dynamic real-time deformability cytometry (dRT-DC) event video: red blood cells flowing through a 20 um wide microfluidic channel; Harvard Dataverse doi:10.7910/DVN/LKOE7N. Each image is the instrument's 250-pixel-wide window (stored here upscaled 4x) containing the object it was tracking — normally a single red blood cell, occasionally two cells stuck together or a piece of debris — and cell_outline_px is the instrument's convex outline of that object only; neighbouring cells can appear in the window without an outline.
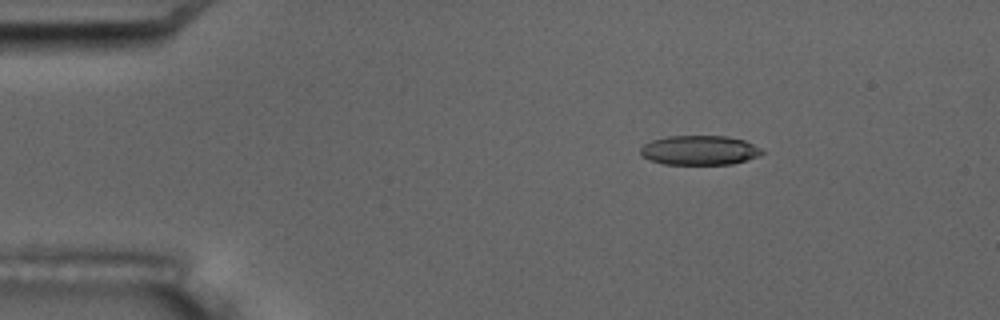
{"species": "common noctule bat (a hibernating species)", "species_latin": "Nyctalus noctula", "temperature_condition": "room temperature", "stored_images_in_passage": 4, "camera_frame_rate_fps": 3000, "um_per_image_px": 0.085, "animal": {"sex": "male", "body_mass_g": 17.5, "forearm_length_mm": 52.3}, "frame": {"image": 1, "passage_image": 2, "time_ms": 1.0, "image_size_px": [1000, 320], "cell_outline_px": [[764, 152], [760, 156], [732, 164], [664, 164], [640, 156], [640, 148], [644, 144], [652, 140], [668, 136], [724, 136], [744, 140], [760, 148]], "centroid_in_image_um": [59.45, 12.77], "position_along_channel_um": 25.6, "area_um2": 20.81}}